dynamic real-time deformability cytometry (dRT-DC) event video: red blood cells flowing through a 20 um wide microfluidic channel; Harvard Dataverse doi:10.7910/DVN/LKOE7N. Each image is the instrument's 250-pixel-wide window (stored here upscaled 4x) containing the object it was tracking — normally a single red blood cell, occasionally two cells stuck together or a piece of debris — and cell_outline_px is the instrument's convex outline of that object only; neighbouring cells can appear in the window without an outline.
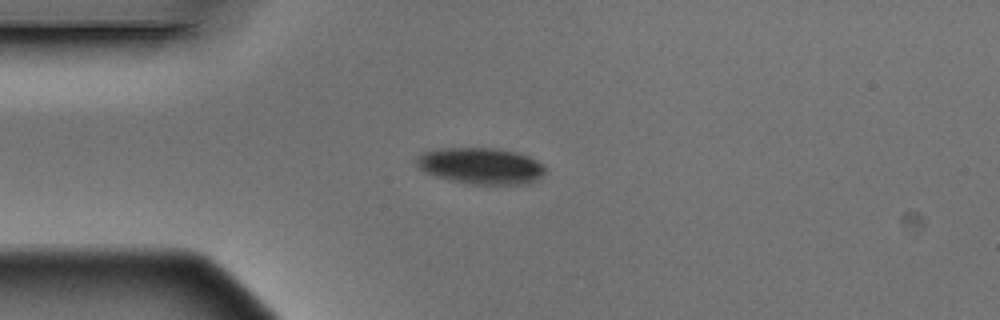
{"species": "Egyptian fruit bat (a non-hibernating species)", "species_latin": "Rousettus aegyptiacus", "temperature_condition": "warm", "stored_images_in_passage": 3, "camera_frame_rate_fps": 3000, "um_per_image_px": 0.085, "animal": {"sex": "male"}, "frame": {"image": 1, "passage_image": 3, "time_ms": 0.667, "image_size_px": [1000, 320], "cell_outline_px": [[548, 168], [540, 180], [528, 184], [468, 184], [436, 176], [424, 172], [416, 168], [416, 156], [424, 152], [440, 148], [492, 148], [516, 152], [528, 156], [544, 164]], "centroid_in_image_um": [40.9, 14.11], "position_along_channel_um": 44.1, "area_um2": 27.63}}